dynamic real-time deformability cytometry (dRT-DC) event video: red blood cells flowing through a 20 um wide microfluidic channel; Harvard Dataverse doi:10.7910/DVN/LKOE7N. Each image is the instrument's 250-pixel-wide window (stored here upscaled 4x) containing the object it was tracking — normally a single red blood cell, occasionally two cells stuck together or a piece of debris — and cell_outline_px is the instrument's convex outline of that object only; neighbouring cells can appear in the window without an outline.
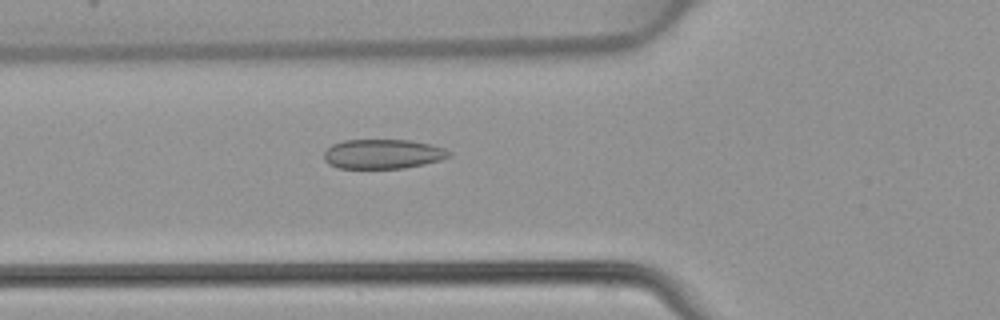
{"species": "common noctule bat (a hibernating species)", "species_latin": "Nyctalus noctula", "temperature_condition": "warm", "stored_images_in_passage": 47, "camera_frame_rate_fps": 3000, "um_per_image_px": 0.085, "animal": {"sex": "female", "body_mass_g": 22.7, "forearm_length_mm": 54.2}, "frame": {"image": 1, "passage_image": 17, "time_ms": 5.333, "image_size_px": [1000, 320], "cell_outline_px": [[452, 156], [440, 160], [424, 164], [404, 168], [336, 168], [328, 164], [324, 160], [324, 152], [332, 144], [344, 140], [412, 140], [432, 144], [444, 148], [452, 152]], "centroid_in_image_um": [32.56, 13.09], "position_along_channel_um": 93.2, "area_um2": 21.73}}
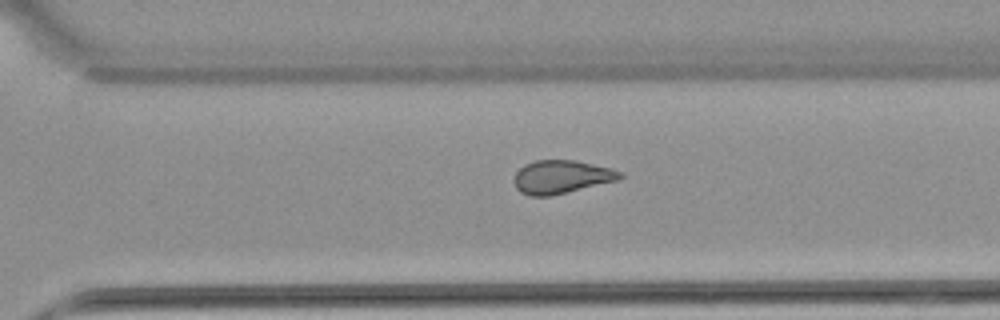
{"frame": {"image": 2, "passage_image": 33, "time_ms": 10.667, "image_size_px": [1000, 320], "cell_outline_px": [[624, 176], [620, 180], [552, 196], [528, 196], [520, 192], [516, 188], [512, 180], [516, 172], [524, 164], [536, 160], [576, 160], [612, 168], [624, 172]], "centroid_in_image_um": [47.74, 15.04], "position_along_channel_um": 322.9, "area_um2": 21.04}}
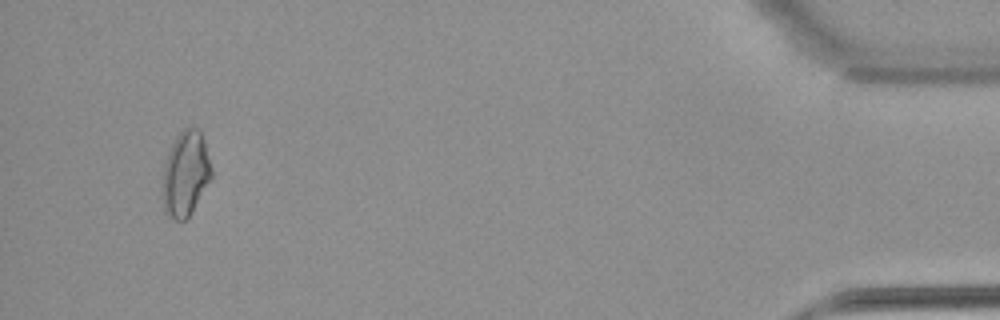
{"frame": {"image": 3, "passage_image": 45, "time_ms": 14.667, "image_size_px": [1000, 320], "cell_outline_px": [[212, 176], [188, 216], [184, 220], [176, 220], [168, 216], [164, 212], [160, 192], [160, 184], [168, 152], [176, 136], [184, 128], [200, 128], [204, 140], [212, 168]], "centroid_in_image_um": [15.73, 14.77], "position_along_channel_um": 419.5, "area_um2": 24.39}}